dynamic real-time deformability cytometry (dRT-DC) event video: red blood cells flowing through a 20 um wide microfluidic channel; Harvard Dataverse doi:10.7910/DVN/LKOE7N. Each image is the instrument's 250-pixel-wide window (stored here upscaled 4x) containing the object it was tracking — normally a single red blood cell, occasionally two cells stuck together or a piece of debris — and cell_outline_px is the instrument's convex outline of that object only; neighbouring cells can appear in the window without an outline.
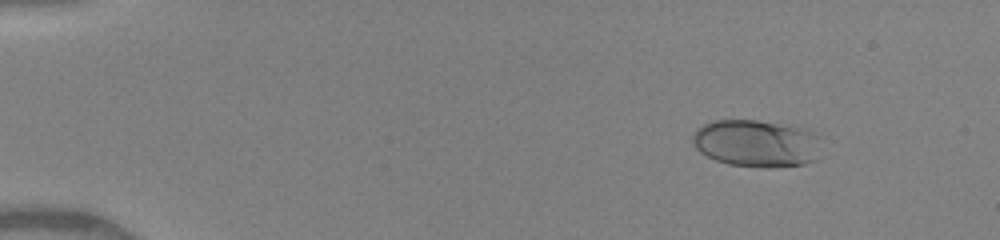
{"species": "human", "species_latin": "Homo sapiens", "temperature_condition": "warm", "stored_images_in_passage": 50, "camera_frame_rate_fps": 3000, "um_per_image_px": 0.085, "donor": {"sex": "female"}, "frame": {"image": 1, "passage_image": 6, "time_ms": 1.667, "image_size_px": [1000, 240], "cell_outline_px": [[816, 160], [804, 164], [768, 168], [760, 168], [728, 164], [716, 160], [700, 152], [692, 144], [692, 136], [696, 128], [712, 120], [756, 120], [808, 128], [816, 132]], "centroid_in_image_um": [64.24, 12.18], "position_along_channel_um": 20.8, "area_um2": 35.55}}
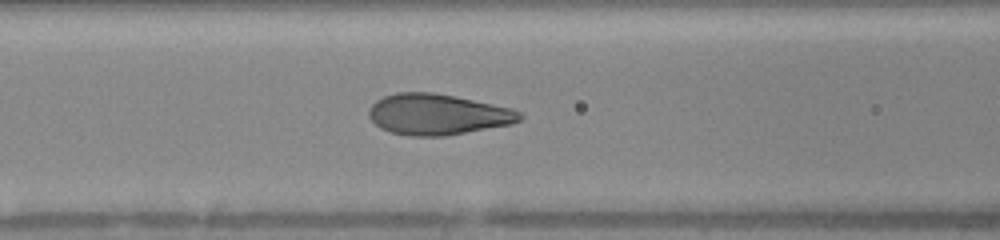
{"frame": {"image": 2, "passage_image": 22, "time_ms": 7.0, "image_size_px": [1000, 240], "cell_outline_px": [[524, 116], [520, 120], [512, 124], [444, 136], [408, 136], [392, 132], [380, 128], [368, 116], [368, 108], [376, 100], [384, 96], [396, 92], [432, 92], [512, 108], [520, 112]], "centroid_in_image_um": [37.17, 9.72], "position_along_channel_um": 129.4, "area_um2": 35.84}}
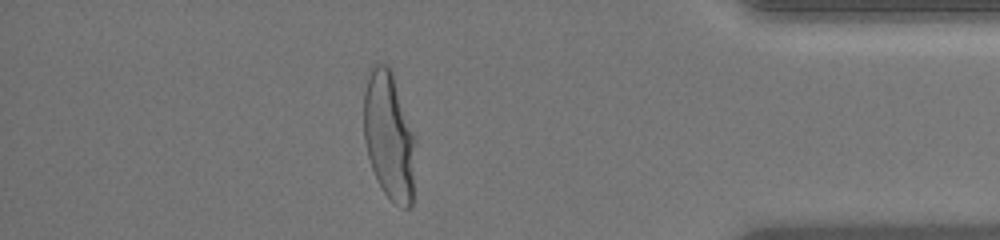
{"frame": {"image": 3, "passage_image": 44, "time_ms": 14.333, "image_size_px": [1000, 240], "cell_outline_px": [[416, 140], [412, 204], [408, 208], [400, 208], [384, 192], [376, 180], [368, 156], [364, 140], [364, 92], [368, 76], [372, 64], [388, 64], [392, 72]], "centroid_in_image_um": [33.07, 11.58], "position_along_channel_um": 402.1, "area_um2": 38.61}, "authors_computed_cell_mechanics": {"area_um2": 35.8938, "velocity_mm_per_s": 4.0986, "shape_relaxation_time_tau1_ms": 3.6587, "shape_relaxation_time_tau2_ms": null, "deformation_change_tau1": 0.2056, "deformation_change_tau2": null}}